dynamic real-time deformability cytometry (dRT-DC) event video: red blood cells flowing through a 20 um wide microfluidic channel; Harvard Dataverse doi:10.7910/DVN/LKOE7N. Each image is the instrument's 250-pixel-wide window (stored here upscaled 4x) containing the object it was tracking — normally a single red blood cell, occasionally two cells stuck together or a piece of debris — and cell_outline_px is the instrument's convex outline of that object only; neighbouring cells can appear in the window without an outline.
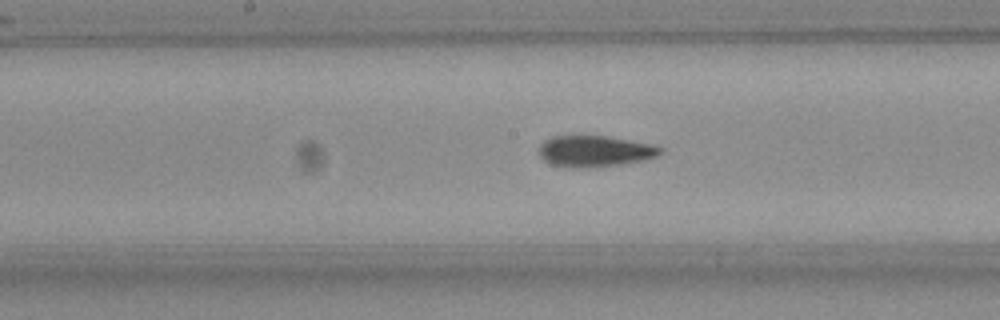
{"species": "Egyptian fruit bat (a non-hibernating species)", "species_latin": "Rousettus aegyptiacus", "temperature_condition": "room temperature", "stored_images_in_passage": 37, "camera_frame_rate_fps": 3000, "um_per_image_px": 0.085, "frame": {"image": 1, "passage_image": 22, "time_ms": 7.0, "image_size_px": [1000, 320], "cell_outline_px": [[664, 152], [656, 156], [640, 160], [616, 164], [580, 168], [568, 168], [552, 164], [544, 160], [540, 156], [540, 144], [544, 140], [552, 136], [608, 136], [652, 144], [664, 148]], "centroid_in_image_um": [50.54, 12.84], "position_along_channel_um": 197.7, "area_um2": 21.85}}